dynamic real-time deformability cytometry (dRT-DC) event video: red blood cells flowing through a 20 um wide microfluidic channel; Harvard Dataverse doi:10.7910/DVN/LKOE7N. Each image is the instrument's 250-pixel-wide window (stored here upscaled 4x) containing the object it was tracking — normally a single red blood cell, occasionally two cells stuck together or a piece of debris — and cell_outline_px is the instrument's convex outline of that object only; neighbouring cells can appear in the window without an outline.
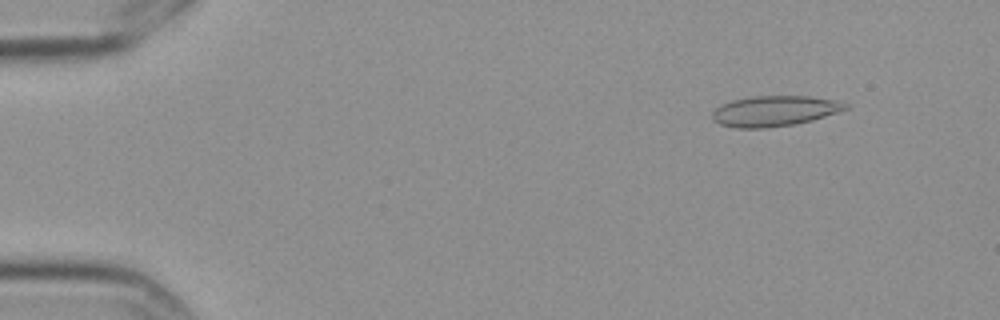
{"species": "Egyptian fruit bat (a non-hibernating species)", "species_latin": "Rousettus aegyptiacus", "temperature_condition": "cold", "stored_images_in_passage": 5, "camera_frame_rate_fps": 3000, "um_per_image_px": 0.085, "frame": {"image": 1, "passage_image": 2, "time_ms": 0.333, "image_size_px": [1000, 320], "cell_outline_px": [[848, 108], [812, 120], [796, 124], [764, 128], [736, 128], [720, 124], [712, 120], [712, 112], [720, 104], [732, 100], [752, 96], [808, 96], [836, 100], [848, 104]], "centroid_in_image_um": [65.79, 9.43], "position_along_channel_um": 19.2, "area_um2": 23.64}}
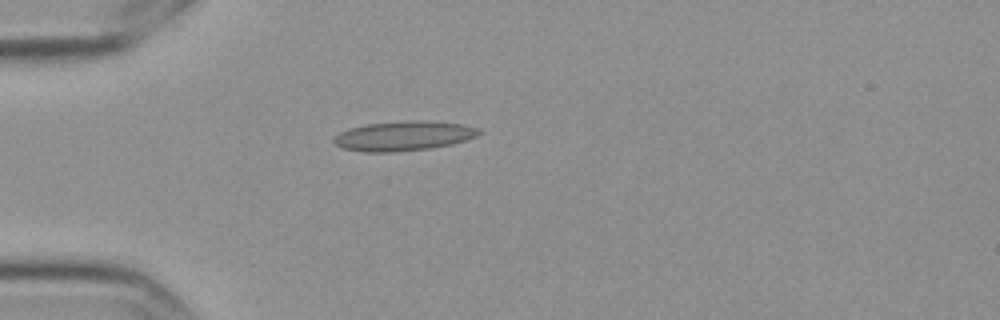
{"frame": {"image": 2, "passage_image": 4, "time_ms": 1.0, "image_size_px": [1000, 320], "cell_outline_px": [[484, 132], [476, 136], [452, 144], [428, 148], [388, 152], [364, 152], [344, 148], [336, 144], [332, 140], [340, 132], [348, 128], [368, 124], [408, 120], [424, 120], [464, 124], [480, 128]], "centroid_in_image_um": [34.34, 11.53], "position_along_channel_um": 50.7, "area_um2": 24.97}}